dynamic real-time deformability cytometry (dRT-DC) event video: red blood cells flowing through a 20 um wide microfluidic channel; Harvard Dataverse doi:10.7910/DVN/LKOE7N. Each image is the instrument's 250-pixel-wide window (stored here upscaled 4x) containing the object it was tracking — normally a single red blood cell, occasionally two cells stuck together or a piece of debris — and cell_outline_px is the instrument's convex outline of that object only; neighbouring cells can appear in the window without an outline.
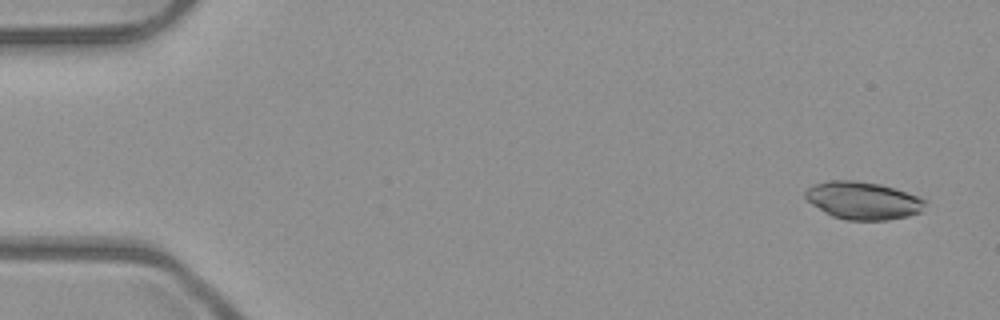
{"species": "common noctule bat (a hibernating species)", "species_latin": "Nyctalus noctula", "temperature_condition": "room temperature", "stored_images_in_passage": 5, "segment_of_instrument_passage": [2, 2], "camera_frame_rate_fps": 3000, "um_per_image_px": 0.085, "animal": {"sex": "male", "body_mass_g": 23.1, "forearm_length_mm": 52.7}, "frame": {"image": 1, "passage_image": 5, "time_ms": 1.333, "image_size_px": [1000, 320], "cell_outline_px": [[928, 200], [924, 212], [908, 216], [888, 220], [848, 220], [832, 216], [824, 212], [812, 204], [804, 196], [804, 192], [808, 188], [816, 184], [828, 180], [852, 180], [880, 184], [896, 188]], "centroid_in_image_um": [73.41, 17.05], "position_along_channel_um": 11.6, "area_um2": 26.53}}